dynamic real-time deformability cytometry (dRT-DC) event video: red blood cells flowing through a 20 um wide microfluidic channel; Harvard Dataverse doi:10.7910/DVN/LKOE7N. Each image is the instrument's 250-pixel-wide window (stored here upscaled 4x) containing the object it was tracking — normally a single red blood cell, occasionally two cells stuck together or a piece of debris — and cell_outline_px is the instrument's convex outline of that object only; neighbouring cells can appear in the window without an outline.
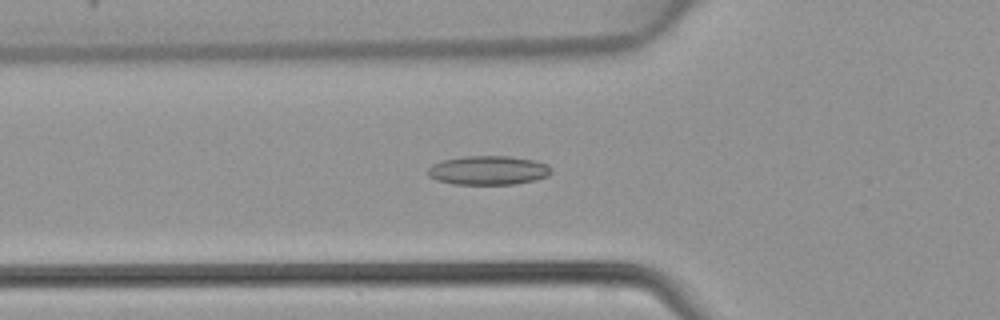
{"species": "common noctule bat (a hibernating species)", "species_latin": "Nyctalus noctula", "temperature_condition": "warm", "stored_images_in_passage": 42, "camera_frame_rate_fps": 3000, "um_per_image_px": 0.085, "animal": {"sex": "female", "body_mass_g": 22.7, "forearm_length_mm": 54.2}, "frame": {"image": 1, "passage_image": 12, "time_ms": 3.667, "image_size_px": [1000, 320], "cell_outline_px": [[552, 172], [548, 176], [532, 180], [512, 184], [456, 184], [436, 180], [428, 176], [428, 168], [432, 164], [444, 160], [464, 156], [508, 156], [532, 160], [548, 164], [552, 168]], "centroid_in_image_um": [41.5, 14.47], "position_along_channel_um": 84.3, "area_um2": 20.75}}
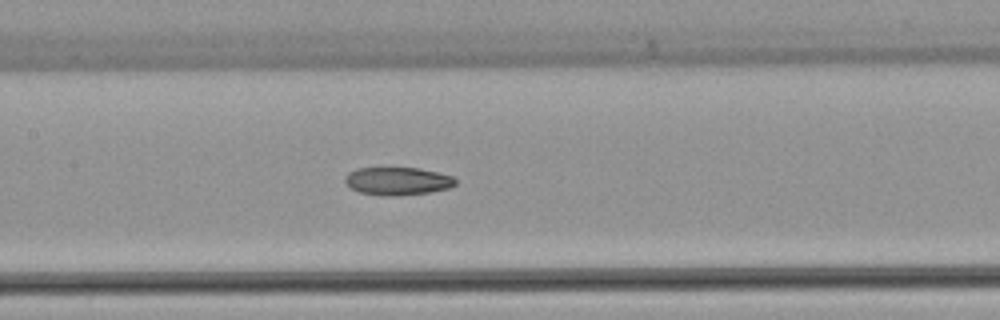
{"frame": {"image": 2, "passage_image": 18, "time_ms": 5.667, "image_size_px": [1000, 320], "cell_outline_px": [[456, 184], [448, 188], [428, 192], [400, 196], [380, 196], [360, 192], [352, 188], [344, 180], [344, 176], [348, 172], [356, 168], [420, 168], [452, 176], [456, 180]], "centroid_in_image_um": [33.77, 15.39], "position_along_channel_um": 173.6, "area_um2": 17.98}}
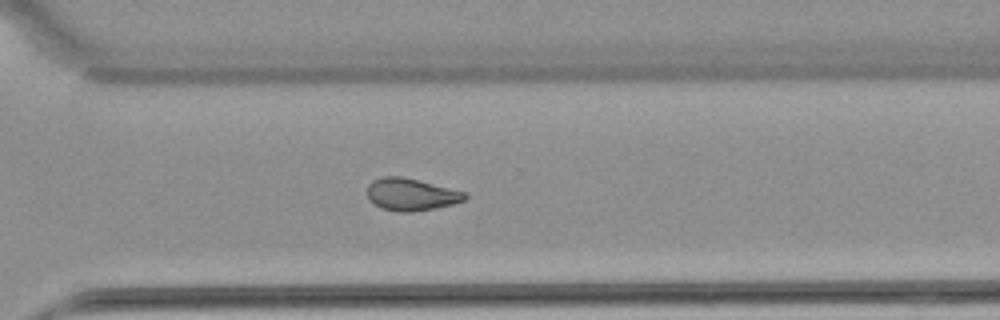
{"frame": {"image": 3, "passage_image": 29, "time_ms": 9.333, "image_size_px": [1000, 320], "cell_outline_px": [[468, 196], [464, 200], [452, 204], [436, 208], [412, 212], [400, 212], [380, 208], [368, 200], [368, 184], [372, 180], [384, 176], [400, 176], [464, 192]], "centroid_in_image_um": [34.89, 16.54], "position_along_channel_um": 335.7, "area_um2": 18.15}}